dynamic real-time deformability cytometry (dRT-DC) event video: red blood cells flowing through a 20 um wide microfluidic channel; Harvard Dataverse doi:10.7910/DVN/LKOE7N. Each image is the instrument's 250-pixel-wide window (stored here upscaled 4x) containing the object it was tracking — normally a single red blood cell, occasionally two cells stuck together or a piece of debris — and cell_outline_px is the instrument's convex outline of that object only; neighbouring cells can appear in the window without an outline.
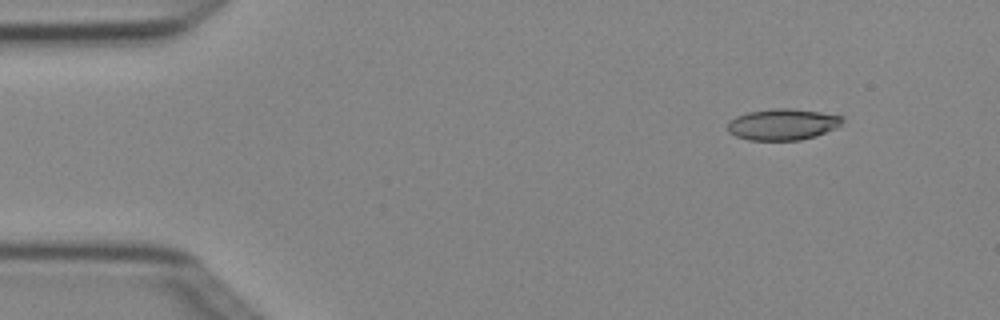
{"species": "Egyptian fruit bat (a non-hibernating species)", "species_latin": "Rousettus aegyptiacus", "temperature_condition": "cold", "stored_images_in_passage": 3, "camera_frame_rate_fps": 3000, "um_per_image_px": 0.085, "animal": {"sex": "female"}, "frame": {"image": 1, "passage_image": 2, "time_ms": 0.333, "image_size_px": [1000, 320], "cell_outline_px": [[844, 120], [836, 128], [816, 136], [800, 140], [748, 140], [736, 136], [728, 132], [728, 120], [736, 116], [748, 112], [772, 108], [792, 108], [820, 112], [844, 116]], "centroid_in_image_um": [66.52, 10.57], "position_along_channel_um": 18.5, "area_um2": 21.1}}